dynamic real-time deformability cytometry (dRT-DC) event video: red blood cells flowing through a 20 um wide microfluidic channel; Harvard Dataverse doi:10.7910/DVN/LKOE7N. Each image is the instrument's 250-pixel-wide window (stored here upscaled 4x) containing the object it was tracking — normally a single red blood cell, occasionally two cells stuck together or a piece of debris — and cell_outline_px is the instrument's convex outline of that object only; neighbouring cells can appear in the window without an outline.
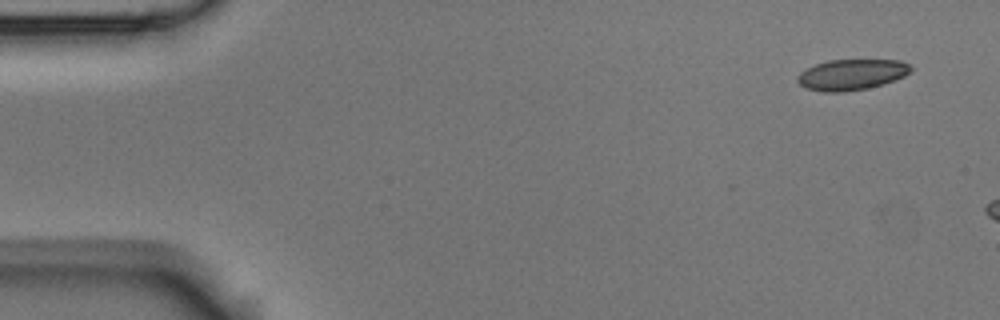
{"species": "Egyptian fruit bat (a non-hibernating species)", "species_latin": "Rousettus aegyptiacus", "temperature_condition": "room temperature", "stored_images_in_passage": 2, "camera_frame_rate_fps": 3000, "um_per_image_px": 0.085, "animal": {"sex": "male"}, "frame": {"image": 1, "passage_image": 1, "time_ms": 0.0, "image_size_px": [1000, 320], "cell_outline_px": [[912, 68], [904, 76], [868, 88], [844, 92], [824, 92], [804, 88], [796, 80], [796, 76], [800, 72], [816, 64], [828, 60], [900, 60], [908, 64]], "centroid_in_image_um": [72.32, 6.34], "position_along_channel_um": 12.7, "area_um2": 20.17}}